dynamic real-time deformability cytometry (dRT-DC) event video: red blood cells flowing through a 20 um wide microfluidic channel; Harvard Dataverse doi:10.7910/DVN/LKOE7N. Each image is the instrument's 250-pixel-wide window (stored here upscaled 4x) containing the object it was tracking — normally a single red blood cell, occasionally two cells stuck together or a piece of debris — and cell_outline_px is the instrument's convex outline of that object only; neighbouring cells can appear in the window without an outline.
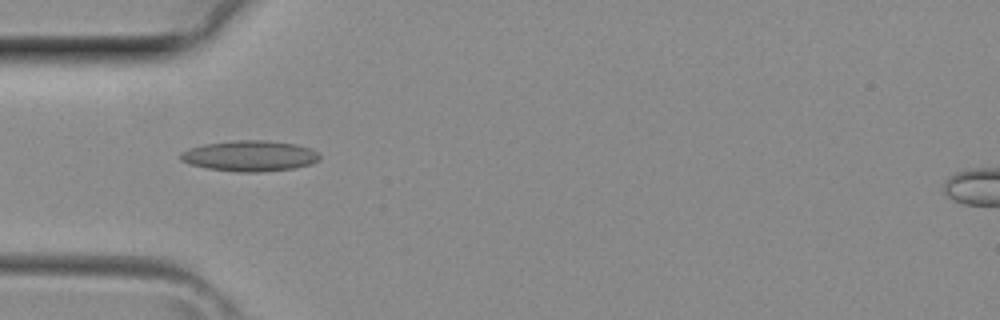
{"species": "common noctule bat (a hibernating species)", "species_latin": "Nyctalus noctula", "temperature_condition": "room temperature", "stored_images_in_passage": 39, "camera_frame_rate_fps": 3000, "um_per_image_px": 0.085, "animal": {"sex": "female", "body_mass_g": 29.2, "forearm_length_mm": 56.3}, "frame": {"image": 1, "passage_image": 12, "time_ms": 3.667, "image_size_px": [1000, 320], "cell_outline_px": [[320, 156], [316, 160], [308, 164], [292, 168], [256, 172], [236, 172], [208, 168], [192, 164], [180, 160], [180, 152], [188, 148], [204, 144], [236, 140], [268, 140], [296, 144], [312, 148]], "centroid_in_image_um": [21.19, 13.24], "position_along_channel_um": 63.8, "area_um2": 24.68}}
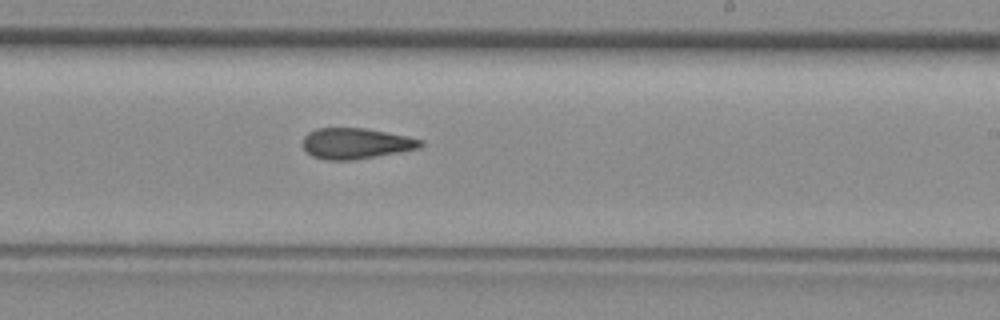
{"frame": {"image": 2, "passage_image": 23, "time_ms": 7.333, "image_size_px": [1000, 320], "cell_outline_px": [[424, 144], [420, 148], [376, 156], [352, 160], [324, 160], [312, 156], [304, 148], [304, 136], [308, 132], [316, 128], [364, 128], [408, 136], [424, 140]], "centroid_in_image_um": [30.26, 12.19], "position_along_channel_um": 258.7, "area_um2": 21.1}}
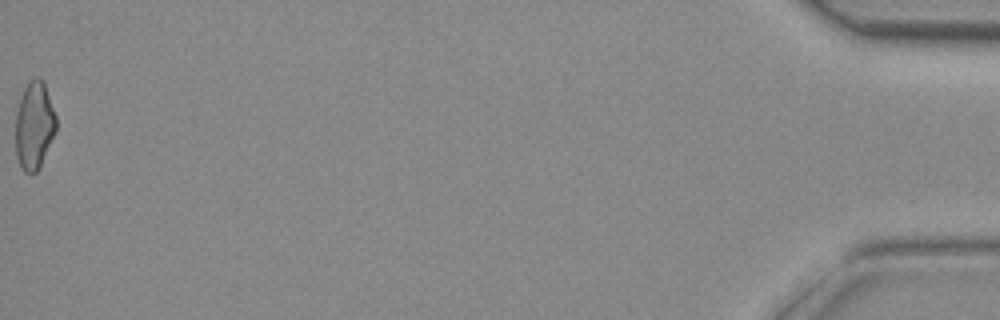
{"frame": {"image": 3, "passage_image": 39, "time_ms": 12.667, "image_size_px": [1000, 320], "cell_outline_px": [[56, 132], [40, 168], [36, 172], [24, 172], [20, 168], [16, 156], [16, 112], [24, 88], [28, 80], [32, 76], [40, 76], [44, 80], [56, 116]], "centroid_in_image_um": [2.92, 10.64], "position_along_channel_um": 432.3, "area_um2": 21.15}}